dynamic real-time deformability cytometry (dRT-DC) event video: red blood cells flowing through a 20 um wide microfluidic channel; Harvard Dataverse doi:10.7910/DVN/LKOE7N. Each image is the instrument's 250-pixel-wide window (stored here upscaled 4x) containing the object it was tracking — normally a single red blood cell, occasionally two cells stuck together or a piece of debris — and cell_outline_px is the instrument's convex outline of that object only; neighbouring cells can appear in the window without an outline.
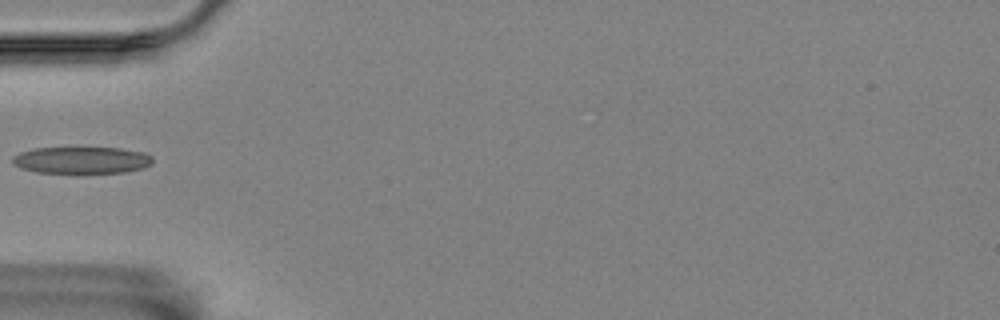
{"species": "Egyptian fruit bat (a non-hibernating species)", "species_latin": "Rousettus aegyptiacus", "temperature_condition": "room temperature", "stored_images_in_passage": 5, "camera_frame_rate_fps": 3000, "um_per_image_px": 0.085, "animal": {"sex": "female"}, "frame": {"image": 1, "passage_image": 4, "time_ms": 1.0, "image_size_px": [1000, 320], "cell_outline_px": [[152, 164], [144, 168], [124, 172], [36, 172], [20, 168], [12, 164], [12, 156], [20, 152], [36, 148], [120, 148], [144, 152], [152, 156]], "centroid_in_image_um": [6.94, 13.6], "position_along_channel_um": 78.1, "area_um2": 21.79}}
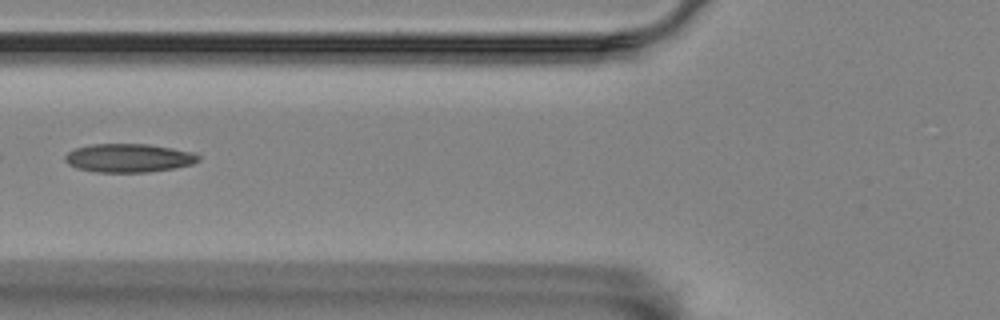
{"frame": {"image": 2, "passage_image": 5, "time_ms": 1.333, "image_size_px": [1000, 320], "cell_outline_px": [[200, 160], [192, 164], [172, 168], [148, 172], [96, 172], [76, 168], [68, 164], [64, 160], [64, 156], [68, 152], [76, 148], [92, 144], [148, 144], [172, 148], [192, 152], [200, 156]], "centroid_in_image_um": [10.92, 13.43], "position_along_channel_um": 114.9, "area_um2": 22.14}}